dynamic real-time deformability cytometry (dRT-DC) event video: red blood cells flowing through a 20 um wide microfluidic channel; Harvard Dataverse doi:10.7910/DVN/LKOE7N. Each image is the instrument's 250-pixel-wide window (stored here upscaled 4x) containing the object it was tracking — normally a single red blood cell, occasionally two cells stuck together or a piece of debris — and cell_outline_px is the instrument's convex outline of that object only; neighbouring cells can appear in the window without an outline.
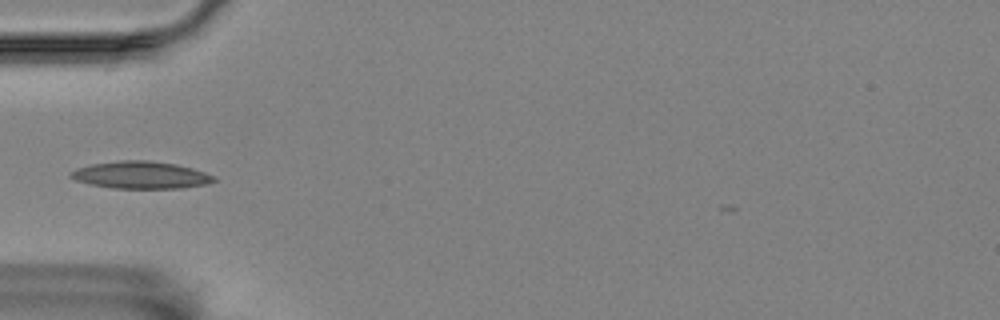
{"species": "Egyptian fruit bat (a non-hibernating species)", "species_latin": "Rousettus aegyptiacus", "temperature_condition": "room temperature", "stored_images_in_passage": 4, "camera_frame_rate_fps": 3000, "um_per_image_px": 0.085, "animal": {"sex": "female"}, "frame": {"image": 1, "passage_image": 4, "time_ms": 3.333, "image_size_px": [1000, 320], "cell_outline_px": [[216, 180], [208, 184], [180, 188], [112, 188], [92, 184], [76, 180], [68, 176], [68, 172], [76, 168], [92, 164], [120, 160], [148, 160], [176, 164], [192, 168], [216, 176]], "centroid_in_image_um": [11.97, 14.87], "position_along_channel_um": 73.0, "area_um2": 22.77}}